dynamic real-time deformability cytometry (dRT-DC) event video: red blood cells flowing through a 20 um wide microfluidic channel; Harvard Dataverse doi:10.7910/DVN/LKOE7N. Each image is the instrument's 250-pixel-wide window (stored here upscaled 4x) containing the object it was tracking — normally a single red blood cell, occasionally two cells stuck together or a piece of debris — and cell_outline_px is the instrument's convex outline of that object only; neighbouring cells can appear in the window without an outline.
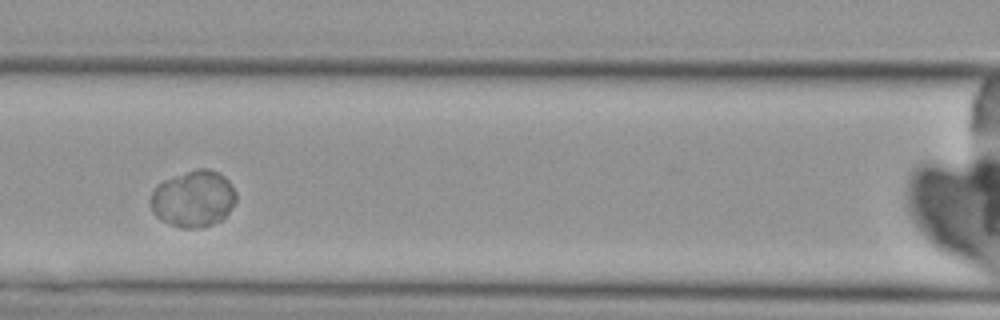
{"species": "Egyptian fruit bat (a non-hibernating species)", "species_latin": "Rousettus aegyptiacus", "temperature_condition": "cold", "stored_images_in_passage": 4, "camera_frame_rate_fps": 3000, "um_per_image_px": 0.085, "animal": {"sex": "female"}, "frame": {"image": 1, "passage_image": 3, "time_ms": 2.333, "image_size_px": [1000, 320], "cell_outline_px": [[236, 200], [228, 212], [220, 220], [212, 224], [200, 228], [180, 228], [160, 220], [152, 212], [148, 200], [152, 192], [164, 180], [196, 168], [208, 168], [224, 176], [228, 180], [236, 192]], "centroid_in_image_um": [16.41, 16.9], "position_along_channel_um": 150.2, "area_um2": 28.21}}
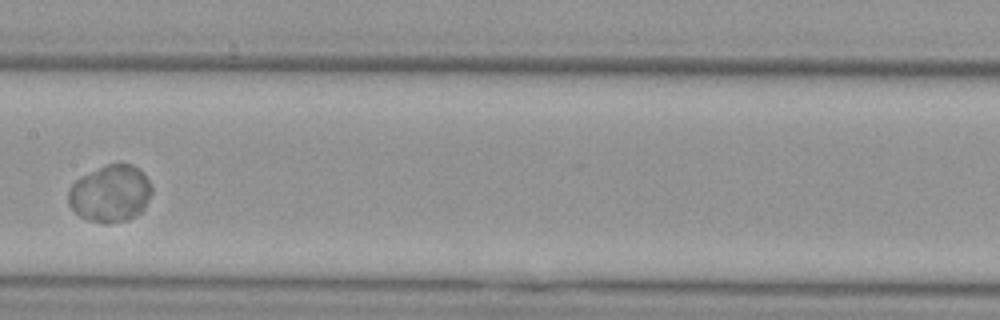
{"frame": {"image": 2, "passage_image": 4, "time_ms": 3.667, "image_size_px": [1000, 320], "cell_outline_px": [[152, 192], [144, 208], [140, 212], [128, 220], [108, 224], [104, 224], [88, 220], [80, 216], [68, 204], [68, 188], [80, 176], [108, 164], [132, 164], [152, 184]], "centroid_in_image_um": [9.36, 16.47], "position_along_channel_um": 198.0, "area_um2": 27.63}}